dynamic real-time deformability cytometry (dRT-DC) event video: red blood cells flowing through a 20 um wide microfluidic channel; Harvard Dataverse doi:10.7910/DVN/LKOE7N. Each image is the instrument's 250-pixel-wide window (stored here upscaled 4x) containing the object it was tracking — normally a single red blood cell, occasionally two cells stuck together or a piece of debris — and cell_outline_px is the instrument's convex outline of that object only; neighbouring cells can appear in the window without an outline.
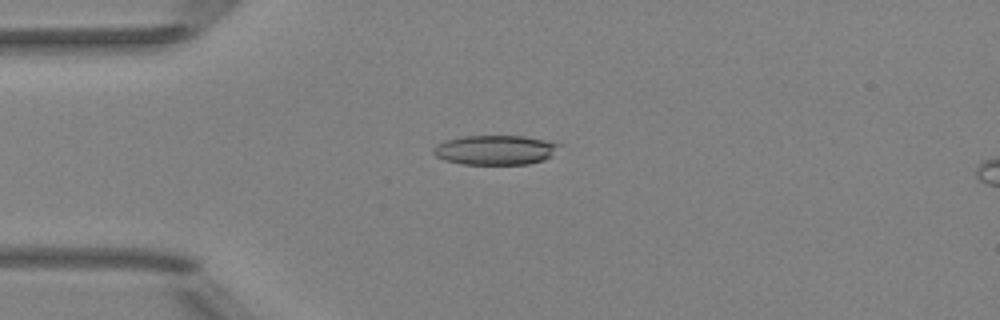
{"species": "Egyptian fruit bat (a non-hibernating species)", "species_latin": "Rousettus aegyptiacus", "temperature_condition": "room temperature", "stored_images_in_passage": 51, "camera_frame_rate_fps": 3000, "um_per_image_px": 0.085, "animal": {"sex": "female"}, "frame": {"image": 1, "passage_image": 13, "time_ms": 4.0, "image_size_px": [1000, 320], "cell_outline_px": [[564, 144], [552, 156], [544, 160], [528, 164], [464, 164], [444, 160], [436, 156], [432, 152], [432, 148], [436, 144], [444, 140], [464, 136], [524, 136]], "centroid_in_image_um": [42.11, 12.74], "position_along_channel_um": 42.9, "area_um2": 21.91}}
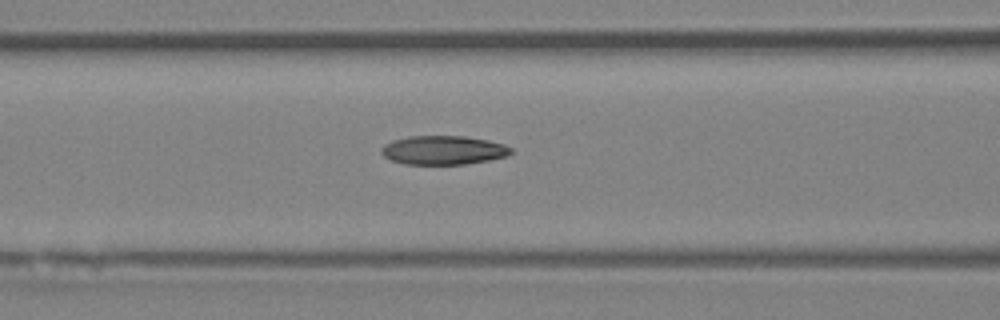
{"frame": {"image": 2, "passage_image": 21, "time_ms": 6.667, "image_size_px": [1000, 320], "cell_outline_px": [[512, 152], [508, 156], [488, 160], [464, 164], [404, 164], [392, 160], [384, 156], [380, 152], [380, 148], [384, 144], [392, 140], [408, 136], [464, 136], [488, 140], [504, 144], [512, 148]], "centroid_in_image_um": [37.67, 12.76], "position_along_channel_um": 128.9, "area_um2": 21.91}}
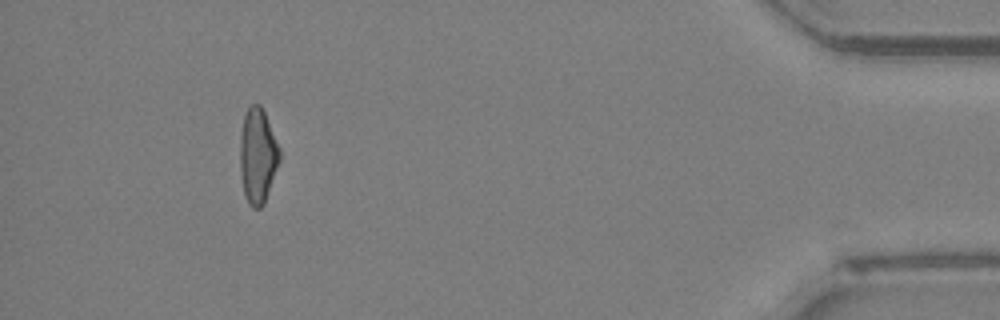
{"frame": {"image": 3, "passage_image": 47, "time_ms": 15.333, "image_size_px": [1000, 320], "cell_outline_px": [[280, 160], [264, 204], [260, 208], [252, 208], [248, 204], [244, 196], [240, 172], [240, 136], [244, 116], [248, 108], [252, 104], [260, 104], [264, 112], [280, 148]], "centroid_in_image_um": [21.9, 13.28], "position_along_channel_um": 413.3, "area_um2": 21.96}, "authors_computed_cell_mechanics": {"area_um2": 21.964, "velocity_mm_per_s": 4.0421, "shape_relaxation_time_tau1_ms": 7.321, "shape_relaxation_time_tau2_ms": 3.6383, "deformation_change_tau1": 0.1966, "deformation_change_tau2": 0.1171}}